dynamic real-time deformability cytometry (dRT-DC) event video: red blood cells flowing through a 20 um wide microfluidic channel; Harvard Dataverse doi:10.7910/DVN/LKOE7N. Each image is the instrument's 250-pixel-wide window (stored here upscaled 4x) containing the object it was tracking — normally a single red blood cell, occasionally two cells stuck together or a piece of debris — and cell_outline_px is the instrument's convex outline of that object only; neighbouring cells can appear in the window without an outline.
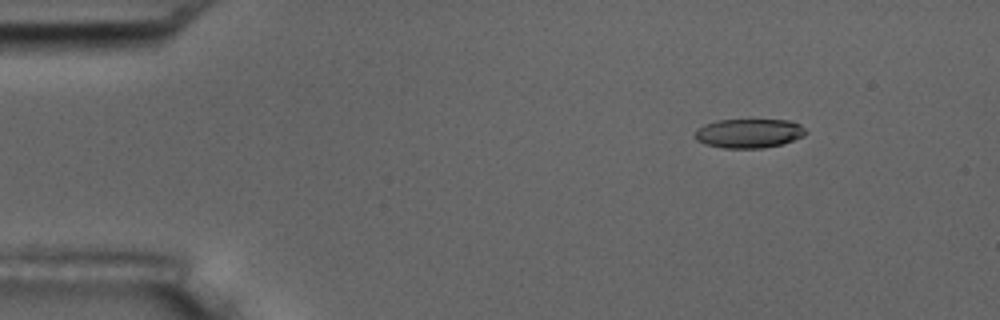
{"species": "common noctule bat (a hibernating species)", "species_latin": "Nyctalus noctula", "temperature_condition": "room temperature", "stored_images_in_passage": 10, "camera_frame_rate_fps": 3000, "um_per_image_px": 0.085, "animal": {"sex": "male", "body_mass_g": 17.5, "forearm_length_mm": 52.3}, "frame": {"image": 1, "passage_image": 2, "time_ms": 1.0, "image_size_px": [1000, 320], "cell_outline_px": [[808, 132], [804, 136], [780, 144], [764, 148], [724, 148], [704, 144], [696, 140], [696, 128], [704, 124], [716, 120], [788, 120], [800, 124]], "centroid_in_image_um": [63.64, 11.33], "position_along_channel_um": 21.4, "area_um2": 18.84}}
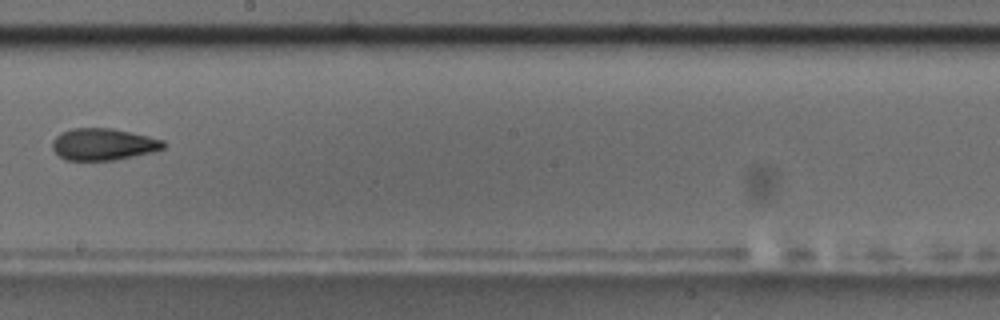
{"frame": {"image": 2, "passage_image": 9, "time_ms": 9.333, "image_size_px": [1000, 320], "cell_outline_px": [[164, 148], [152, 152], [116, 160], [64, 160], [52, 148], [52, 140], [60, 132], [72, 128], [112, 128], [148, 136], [164, 140]], "centroid_in_image_um": [8.75, 12.26], "position_along_channel_um": 239.4, "area_um2": 20.63}}